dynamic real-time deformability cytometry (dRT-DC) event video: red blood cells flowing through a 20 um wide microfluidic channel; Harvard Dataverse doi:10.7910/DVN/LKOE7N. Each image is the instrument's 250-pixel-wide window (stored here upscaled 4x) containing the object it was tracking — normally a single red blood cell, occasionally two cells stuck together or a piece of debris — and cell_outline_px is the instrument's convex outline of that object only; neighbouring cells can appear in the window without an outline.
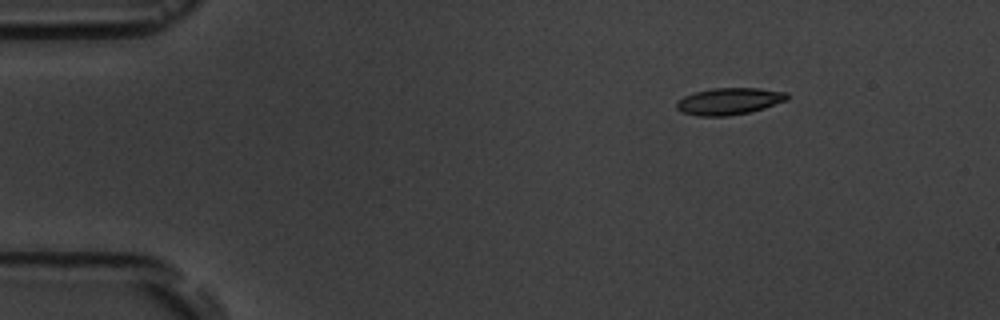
{"species": "common noctule bat (a hibernating species)", "species_latin": "Nyctalus noctula", "temperature_condition": "room temperature", "stored_images_in_passage": 7, "camera_frame_rate_fps": 3000, "um_per_image_px": 0.085, "animal": {"sex": "male", "body_mass_g": 19.5, "forearm_length_mm": 54.6}, "frame": {"image": 1, "passage_image": 1, "time_ms": 0.0, "image_size_px": [1000, 320], "cell_outline_px": [[788, 100], [764, 108], [748, 112], [728, 116], [696, 116], [684, 112], [676, 108], [676, 104], [684, 96], [696, 92], [712, 88], [760, 88], [788, 92]], "centroid_in_image_um": [62.01, 8.6], "position_along_channel_um": 23.0, "area_um2": 17.22}}
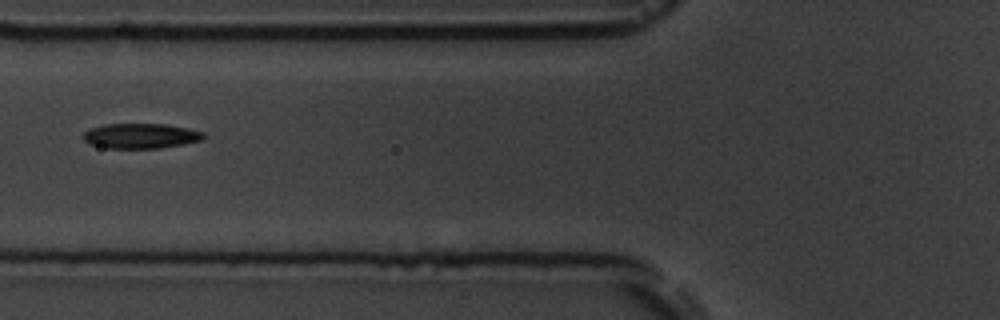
{"frame": {"image": 2, "passage_image": 5, "time_ms": 4.667, "image_size_px": [1000, 320], "cell_outline_px": [[204, 136], [200, 140], [184, 144], [160, 148], [108, 148], [88, 144], [84, 140], [84, 132], [92, 128], [104, 124], [168, 124], [188, 128], [204, 132]], "centroid_in_image_um": [11.96, 11.55], "position_along_channel_um": 113.8, "area_um2": 17.51}}
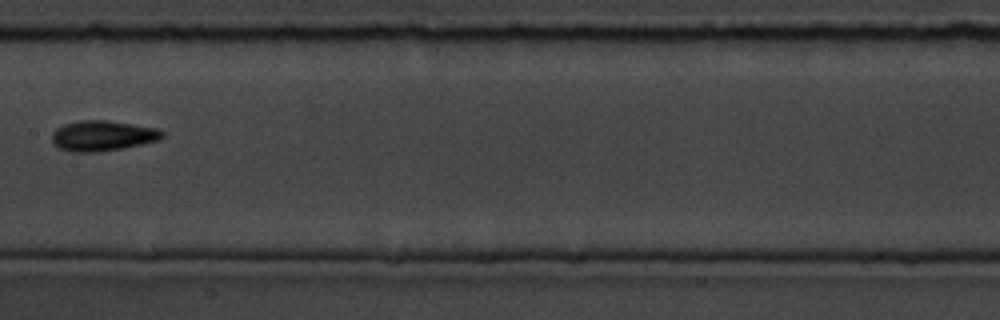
{"frame": {"image": 3, "passage_image": 7, "time_ms": 7.0, "image_size_px": [1000, 320], "cell_outline_px": [[164, 136], [156, 140], [140, 144], [120, 148], [96, 152], [72, 152], [60, 148], [52, 140], [52, 132], [56, 128], [64, 124], [80, 120], [108, 120], [156, 128], [164, 132]], "centroid_in_image_um": [8.69, 11.52], "position_along_channel_um": 198.7, "area_um2": 19.25}}